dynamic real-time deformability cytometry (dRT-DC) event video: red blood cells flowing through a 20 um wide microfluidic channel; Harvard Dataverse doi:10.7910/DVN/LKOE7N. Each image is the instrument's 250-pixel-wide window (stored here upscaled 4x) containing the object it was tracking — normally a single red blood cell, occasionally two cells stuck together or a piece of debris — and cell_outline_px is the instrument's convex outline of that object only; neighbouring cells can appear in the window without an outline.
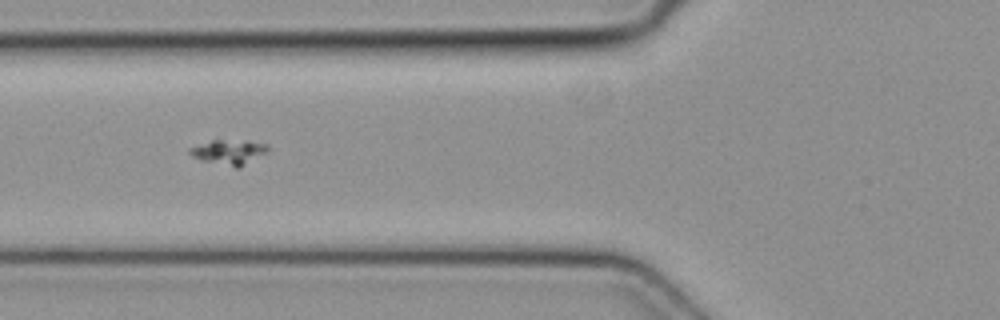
{"species": "common noctule bat (a hibernating species)", "species_latin": "Nyctalus noctula", "temperature_condition": "cold", "stored_images_in_passage": 5, "camera_frame_rate_fps": 3000, "um_per_image_px": 0.085, "animal": {"sex": "female", "body_mass_g": 19.3, "forearm_length_mm": 54.1}, "frame": {"image": 1, "passage_image": 4, "time_ms": 1.0, "image_size_px": [1000, 320], "cell_outline_px": [[268, 152], [240, 168], [236, 168], [204, 160], [192, 156], [188, 152], [188, 148], [212, 140], [248, 140], [268, 144]], "centroid_in_image_um": [19.51, 12.91], "position_along_channel_um": 106.3, "area_um2": 11.39}}
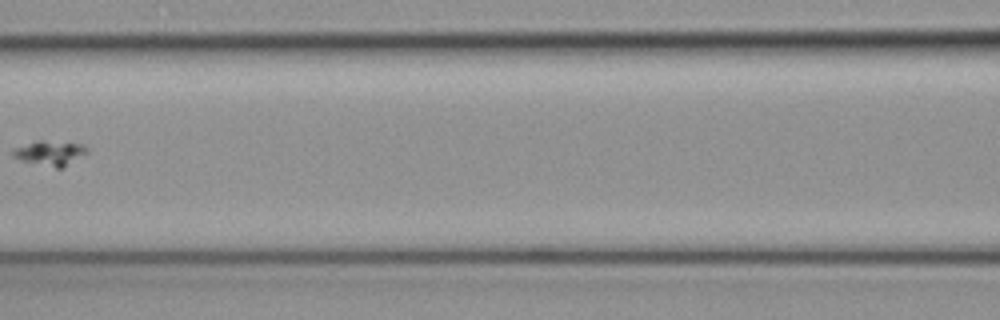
{"frame": {"image": 2, "passage_image": 5, "time_ms": 1.333, "image_size_px": [1000, 320], "cell_outline_px": [[88, 152], [64, 168], [56, 168], [20, 160], [12, 156], [12, 152], [16, 148], [36, 140], [40, 140], [84, 144], [88, 148]], "centroid_in_image_um": [4.29, 13.01], "position_along_channel_um": 162.3, "area_um2": 10.69}}